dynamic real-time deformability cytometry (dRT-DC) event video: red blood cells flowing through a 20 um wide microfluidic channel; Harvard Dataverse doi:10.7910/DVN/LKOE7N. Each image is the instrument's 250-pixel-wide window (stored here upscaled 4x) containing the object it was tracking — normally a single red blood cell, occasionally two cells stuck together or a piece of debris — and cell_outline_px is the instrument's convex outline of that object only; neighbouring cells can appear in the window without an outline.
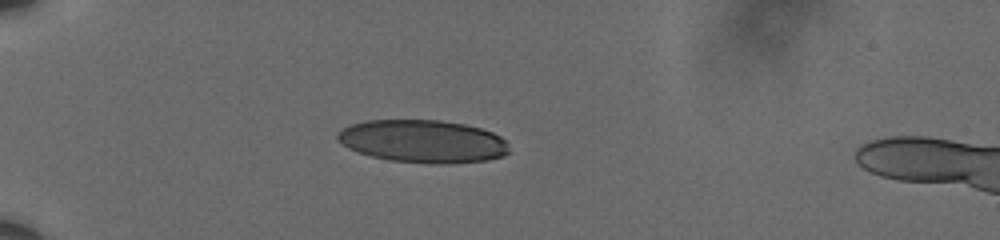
{"species": "human", "species_latin": "Homo sapiens", "temperature_condition": "cold", "stored_images_in_passage": 42, "camera_frame_rate_fps": 3000, "um_per_image_px": 0.085, "donor": {"sex": "male"}, "frame": {"image": 1, "passage_image": 1, "time_ms": 0.0, "image_size_px": [1000, 240], "cell_outline_px": [[508, 152], [504, 156], [488, 160], [452, 164], [440, 164], [388, 160], [372, 156], [348, 148], [336, 136], [336, 132], [352, 124], [368, 120], [440, 120], [464, 124], [480, 128], [492, 132], [500, 136], [504, 140], [508, 148]], "centroid_in_image_um": [35.97, 12.01], "position_along_channel_um": 49.0, "area_um2": 42.66}}
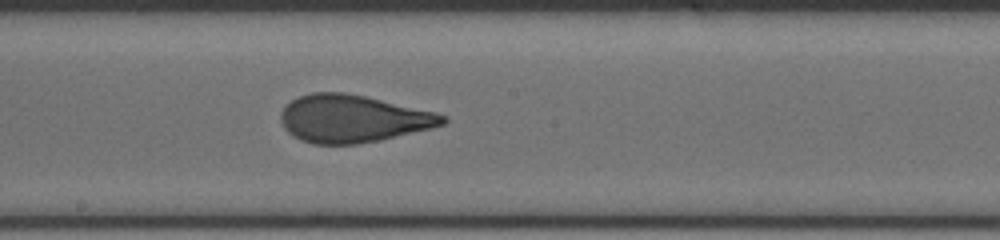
{"frame": {"image": 2, "passage_image": 18, "time_ms": 5.667, "image_size_px": [1000, 240], "cell_outline_px": [[448, 120], [444, 124], [432, 128], [380, 140], [356, 144], [312, 144], [300, 140], [288, 132], [284, 128], [280, 120], [280, 112], [292, 100], [300, 96], [312, 92], [344, 92], [364, 96], [436, 112], [448, 116]], "centroid_in_image_um": [29.99, 10.09], "position_along_channel_um": 218.2, "area_um2": 44.8}}
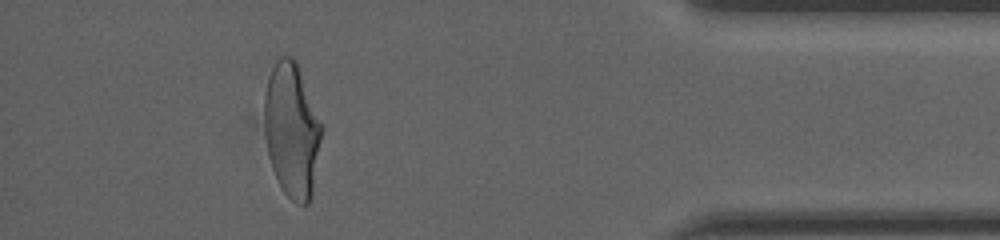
{"frame": {"image": 3, "passage_image": 37, "time_ms": 12.0, "image_size_px": [1000, 240], "cell_outline_px": [[324, 128], [312, 196], [308, 204], [296, 204], [284, 192], [272, 168], [268, 156], [264, 128], [264, 96], [268, 76], [276, 60], [280, 56], [292, 56], [296, 60]], "centroid_in_image_um": [24.82, 11.05], "position_along_channel_um": 410.4, "area_um2": 45.43}, "authors_computed_cell_mechanics": {"area_um2": 44.795, "velocity_mm_per_s": 3.6238, "shape_relaxation_time_tau1_ms": 5.3646, "shape_relaxation_time_tau2_ms": 0.7687, "deformation_change_tau1": 0.2011, "deformation_change_tau2": 0.0808}}